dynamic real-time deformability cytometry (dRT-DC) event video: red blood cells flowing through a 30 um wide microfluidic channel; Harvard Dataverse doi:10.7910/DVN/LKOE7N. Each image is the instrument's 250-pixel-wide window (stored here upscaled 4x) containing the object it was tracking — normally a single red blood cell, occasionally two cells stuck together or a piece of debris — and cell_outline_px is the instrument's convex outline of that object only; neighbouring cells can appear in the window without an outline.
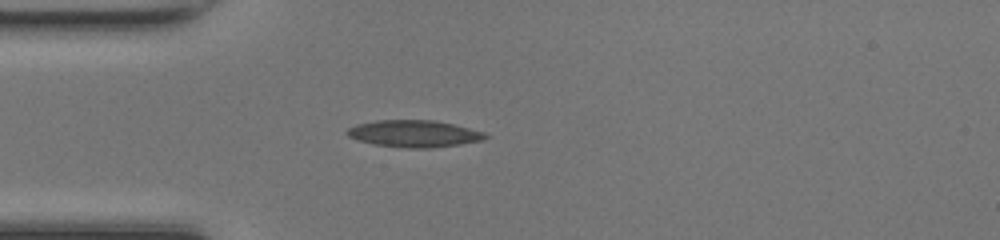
{"species": "common noctule bat (a hibernating species)", "species_latin": "Nyctalus noctula", "temperature_condition": "room temperature", "stored_images_in_passage": 36, "camera_frame_rate_fps": 3000, "um_per_image_px": 0.085, "animal": {"sex": "female", "body_mass_g": 17.0, "forearm_length_mm": 48.0}, "frame": {"image": 1, "passage_image": 1, "time_ms": 0.0, "image_size_px": [1000, 240], "cell_outline_px": [[492, 136], [484, 140], [460, 144], [432, 148], [408, 148], [372, 144], [356, 140], [348, 136], [344, 132], [348, 128], [356, 124], [376, 120], [432, 120], [452, 124], [484, 132]], "centroid_in_image_um": [35.18, 11.36], "position_along_channel_um": 49.8, "area_um2": 21.85}}
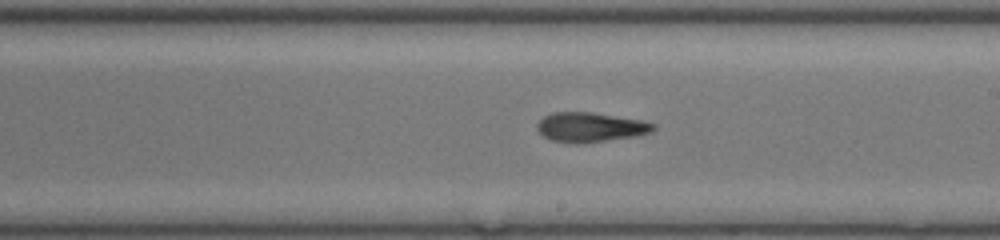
{"frame": {"image": 2, "passage_image": 15, "time_ms": 4.667, "image_size_px": [1000, 240], "cell_outline_px": [[656, 128], [652, 132], [640, 136], [584, 144], [568, 144], [552, 140], [544, 136], [536, 128], [536, 124], [544, 116], [552, 112], [592, 112], [640, 120], [656, 124]], "centroid_in_image_um": [50.2, 10.83], "position_along_channel_um": 238.8, "area_um2": 20.46}}
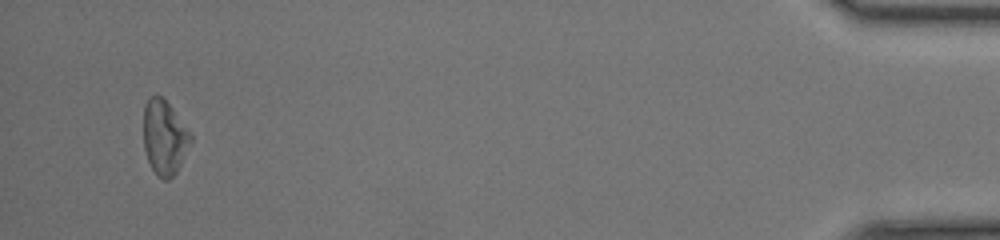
{"frame": {"image": 3, "passage_image": 34, "time_ms": 11.0, "image_size_px": [1000, 240], "cell_outline_px": [[192, 140], [176, 172], [168, 180], [164, 180], [156, 176], [148, 160], [144, 148], [144, 104], [152, 96], [164, 96], [192, 136]], "centroid_in_image_um": [13.96, 11.68], "position_along_channel_um": 421.2, "area_um2": 20.29}, "authors_computed_cell_mechanics": {"area_um2": 20.4612, "velocity_mm_per_s": 4.2635, "shape_relaxation_time_tau1_ms": null, "shape_relaxation_time_tau2_ms": 4.0771, "deformation_change_tau1": null, "deformation_change_tau2": 0.1329}}